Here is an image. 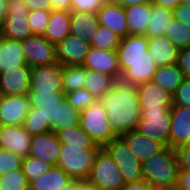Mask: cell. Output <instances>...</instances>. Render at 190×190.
Wrapping results in <instances>:
<instances>
[{
  "mask_svg": "<svg viewBox=\"0 0 190 190\" xmlns=\"http://www.w3.org/2000/svg\"><path fill=\"white\" fill-rule=\"evenodd\" d=\"M116 51L122 74L121 81L134 86L152 81L158 66L148 51L147 36L127 35L121 38Z\"/></svg>",
  "mask_w": 190,
  "mask_h": 190,
  "instance_id": "cell-1",
  "label": "cell"
},
{
  "mask_svg": "<svg viewBox=\"0 0 190 190\" xmlns=\"http://www.w3.org/2000/svg\"><path fill=\"white\" fill-rule=\"evenodd\" d=\"M100 101L113 131L118 136L136 130L141 112L136 86L117 80Z\"/></svg>",
  "mask_w": 190,
  "mask_h": 190,
  "instance_id": "cell-2",
  "label": "cell"
},
{
  "mask_svg": "<svg viewBox=\"0 0 190 190\" xmlns=\"http://www.w3.org/2000/svg\"><path fill=\"white\" fill-rule=\"evenodd\" d=\"M143 179L154 189L176 188L178 159L174 148L166 146L156 155L141 163Z\"/></svg>",
  "mask_w": 190,
  "mask_h": 190,
  "instance_id": "cell-3",
  "label": "cell"
},
{
  "mask_svg": "<svg viewBox=\"0 0 190 190\" xmlns=\"http://www.w3.org/2000/svg\"><path fill=\"white\" fill-rule=\"evenodd\" d=\"M79 125L101 148L112 139L119 137L113 131L103 103L100 100H96L92 105L80 112Z\"/></svg>",
  "mask_w": 190,
  "mask_h": 190,
  "instance_id": "cell-4",
  "label": "cell"
},
{
  "mask_svg": "<svg viewBox=\"0 0 190 190\" xmlns=\"http://www.w3.org/2000/svg\"><path fill=\"white\" fill-rule=\"evenodd\" d=\"M99 150L61 145L56 166L62 168L74 180H87Z\"/></svg>",
  "mask_w": 190,
  "mask_h": 190,
  "instance_id": "cell-5",
  "label": "cell"
},
{
  "mask_svg": "<svg viewBox=\"0 0 190 190\" xmlns=\"http://www.w3.org/2000/svg\"><path fill=\"white\" fill-rule=\"evenodd\" d=\"M87 181L97 190H121L126 184L117 164L103 148L95 157Z\"/></svg>",
  "mask_w": 190,
  "mask_h": 190,
  "instance_id": "cell-6",
  "label": "cell"
},
{
  "mask_svg": "<svg viewBox=\"0 0 190 190\" xmlns=\"http://www.w3.org/2000/svg\"><path fill=\"white\" fill-rule=\"evenodd\" d=\"M28 5L25 0H8L6 18L1 26V37L24 41L33 35L28 23Z\"/></svg>",
  "mask_w": 190,
  "mask_h": 190,
  "instance_id": "cell-7",
  "label": "cell"
},
{
  "mask_svg": "<svg viewBox=\"0 0 190 190\" xmlns=\"http://www.w3.org/2000/svg\"><path fill=\"white\" fill-rule=\"evenodd\" d=\"M136 130L168 146L171 127L170 109H140Z\"/></svg>",
  "mask_w": 190,
  "mask_h": 190,
  "instance_id": "cell-8",
  "label": "cell"
},
{
  "mask_svg": "<svg viewBox=\"0 0 190 190\" xmlns=\"http://www.w3.org/2000/svg\"><path fill=\"white\" fill-rule=\"evenodd\" d=\"M103 149L117 164L126 184L143 180L141 162L120 137L112 139Z\"/></svg>",
  "mask_w": 190,
  "mask_h": 190,
  "instance_id": "cell-9",
  "label": "cell"
},
{
  "mask_svg": "<svg viewBox=\"0 0 190 190\" xmlns=\"http://www.w3.org/2000/svg\"><path fill=\"white\" fill-rule=\"evenodd\" d=\"M22 43L26 64L30 68L57 62L55 45L44 36L33 34Z\"/></svg>",
  "mask_w": 190,
  "mask_h": 190,
  "instance_id": "cell-10",
  "label": "cell"
},
{
  "mask_svg": "<svg viewBox=\"0 0 190 190\" xmlns=\"http://www.w3.org/2000/svg\"><path fill=\"white\" fill-rule=\"evenodd\" d=\"M30 91L63 92L62 65L55 63L31 68Z\"/></svg>",
  "mask_w": 190,
  "mask_h": 190,
  "instance_id": "cell-11",
  "label": "cell"
},
{
  "mask_svg": "<svg viewBox=\"0 0 190 190\" xmlns=\"http://www.w3.org/2000/svg\"><path fill=\"white\" fill-rule=\"evenodd\" d=\"M91 48V43L69 34L55 46L56 60L62 66L83 65Z\"/></svg>",
  "mask_w": 190,
  "mask_h": 190,
  "instance_id": "cell-12",
  "label": "cell"
},
{
  "mask_svg": "<svg viewBox=\"0 0 190 190\" xmlns=\"http://www.w3.org/2000/svg\"><path fill=\"white\" fill-rule=\"evenodd\" d=\"M32 136L23 125H0V147L22 158L29 155Z\"/></svg>",
  "mask_w": 190,
  "mask_h": 190,
  "instance_id": "cell-13",
  "label": "cell"
},
{
  "mask_svg": "<svg viewBox=\"0 0 190 190\" xmlns=\"http://www.w3.org/2000/svg\"><path fill=\"white\" fill-rule=\"evenodd\" d=\"M29 109L27 95H1L0 125H23Z\"/></svg>",
  "mask_w": 190,
  "mask_h": 190,
  "instance_id": "cell-14",
  "label": "cell"
},
{
  "mask_svg": "<svg viewBox=\"0 0 190 190\" xmlns=\"http://www.w3.org/2000/svg\"><path fill=\"white\" fill-rule=\"evenodd\" d=\"M31 68L26 64L0 72L1 95H27L30 91Z\"/></svg>",
  "mask_w": 190,
  "mask_h": 190,
  "instance_id": "cell-15",
  "label": "cell"
},
{
  "mask_svg": "<svg viewBox=\"0 0 190 190\" xmlns=\"http://www.w3.org/2000/svg\"><path fill=\"white\" fill-rule=\"evenodd\" d=\"M83 66L91 71L112 75L116 80H120L122 75L116 50L92 47L86 56Z\"/></svg>",
  "mask_w": 190,
  "mask_h": 190,
  "instance_id": "cell-16",
  "label": "cell"
},
{
  "mask_svg": "<svg viewBox=\"0 0 190 190\" xmlns=\"http://www.w3.org/2000/svg\"><path fill=\"white\" fill-rule=\"evenodd\" d=\"M140 109H170L173 106V94L153 81L136 86Z\"/></svg>",
  "mask_w": 190,
  "mask_h": 190,
  "instance_id": "cell-17",
  "label": "cell"
},
{
  "mask_svg": "<svg viewBox=\"0 0 190 190\" xmlns=\"http://www.w3.org/2000/svg\"><path fill=\"white\" fill-rule=\"evenodd\" d=\"M171 127L168 140L170 148L189 144L190 139V107L172 106L170 108Z\"/></svg>",
  "mask_w": 190,
  "mask_h": 190,
  "instance_id": "cell-18",
  "label": "cell"
},
{
  "mask_svg": "<svg viewBox=\"0 0 190 190\" xmlns=\"http://www.w3.org/2000/svg\"><path fill=\"white\" fill-rule=\"evenodd\" d=\"M61 143L54 131L32 136L29 156L56 166Z\"/></svg>",
  "mask_w": 190,
  "mask_h": 190,
  "instance_id": "cell-19",
  "label": "cell"
},
{
  "mask_svg": "<svg viewBox=\"0 0 190 190\" xmlns=\"http://www.w3.org/2000/svg\"><path fill=\"white\" fill-rule=\"evenodd\" d=\"M141 163L162 151L166 146L137 130L128 131L119 136Z\"/></svg>",
  "mask_w": 190,
  "mask_h": 190,
  "instance_id": "cell-20",
  "label": "cell"
},
{
  "mask_svg": "<svg viewBox=\"0 0 190 190\" xmlns=\"http://www.w3.org/2000/svg\"><path fill=\"white\" fill-rule=\"evenodd\" d=\"M99 25L112 30L124 38L128 35L127 18L124 7L116 1H107L97 12Z\"/></svg>",
  "mask_w": 190,
  "mask_h": 190,
  "instance_id": "cell-21",
  "label": "cell"
},
{
  "mask_svg": "<svg viewBox=\"0 0 190 190\" xmlns=\"http://www.w3.org/2000/svg\"><path fill=\"white\" fill-rule=\"evenodd\" d=\"M30 107H38L45 121H49L54 131V120H56L57 104L64 98V92L29 91L27 94Z\"/></svg>",
  "mask_w": 190,
  "mask_h": 190,
  "instance_id": "cell-22",
  "label": "cell"
},
{
  "mask_svg": "<svg viewBox=\"0 0 190 190\" xmlns=\"http://www.w3.org/2000/svg\"><path fill=\"white\" fill-rule=\"evenodd\" d=\"M148 51L152 55L155 64L169 66L177 63L179 48L164 35L148 38Z\"/></svg>",
  "mask_w": 190,
  "mask_h": 190,
  "instance_id": "cell-23",
  "label": "cell"
},
{
  "mask_svg": "<svg viewBox=\"0 0 190 190\" xmlns=\"http://www.w3.org/2000/svg\"><path fill=\"white\" fill-rule=\"evenodd\" d=\"M98 27L97 13L70 11V34L91 43Z\"/></svg>",
  "mask_w": 190,
  "mask_h": 190,
  "instance_id": "cell-24",
  "label": "cell"
},
{
  "mask_svg": "<svg viewBox=\"0 0 190 190\" xmlns=\"http://www.w3.org/2000/svg\"><path fill=\"white\" fill-rule=\"evenodd\" d=\"M26 65L23 43L19 40L0 38V72Z\"/></svg>",
  "mask_w": 190,
  "mask_h": 190,
  "instance_id": "cell-25",
  "label": "cell"
},
{
  "mask_svg": "<svg viewBox=\"0 0 190 190\" xmlns=\"http://www.w3.org/2000/svg\"><path fill=\"white\" fill-rule=\"evenodd\" d=\"M124 10L127 18L128 35H145L151 17V4H135L124 7Z\"/></svg>",
  "mask_w": 190,
  "mask_h": 190,
  "instance_id": "cell-26",
  "label": "cell"
},
{
  "mask_svg": "<svg viewBox=\"0 0 190 190\" xmlns=\"http://www.w3.org/2000/svg\"><path fill=\"white\" fill-rule=\"evenodd\" d=\"M70 34V11L52 10L44 37L55 46Z\"/></svg>",
  "mask_w": 190,
  "mask_h": 190,
  "instance_id": "cell-27",
  "label": "cell"
},
{
  "mask_svg": "<svg viewBox=\"0 0 190 190\" xmlns=\"http://www.w3.org/2000/svg\"><path fill=\"white\" fill-rule=\"evenodd\" d=\"M72 178L60 167L52 166L49 171L32 180L29 190H63Z\"/></svg>",
  "mask_w": 190,
  "mask_h": 190,
  "instance_id": "cell-28",
  "label": "cell"
},
{
  "mask_svg": "<svg viewBox=\"0 0 190 190\" xmlns=\"http://www.w3.org/2000/svg\"><path fill=\"white\" fill-rule=\"evenodd\" d=\"M185 76L177 64L157 67L152 81L160 87L174 94L183 83Z\"/></svg>",
  "mask_w": 190,
  "mask_h": 190,
  "instance_id": "cell-29",
  "label": "cell"
},
{
  "mask_svg": "<svg viewBox=\"0 0 190 190\" xmlns=\"http://www.w3.org/2000/svg\"><path fill=\"white\" fill-rule=\"evenodd\" d=\"M116 81L112 75L86 69L84 88L97 100H100L114 86Z\"/></svg>",
  "mask_w": 190,
  "mask_h": 190,
  "instance_id": "cell-30",
  "label": "cell"
},
{
  "mask_svg": "<svg viewBox=\"0 0 190 190\" xmlns=\"http://www.w3.org/2000/svg\"><path fill=\"white\" fill-rule=\"evenodd\" d=\"M56 134L61 145L84 147V149H101V147L96 145L80 125L68 127L64 130L58 131Z\"/></svg>",
  "mask_w": 190,
  "mask_h": 190,
  "instance_id": "cell-31",
  "label": "cell"
},
{
  "mask_svg": "<svg viewBox=\"0 0 190 190\" xmlns=\"http://www.w3.org/2000/svg\"><path fill=\"white\" fill-rule=\"evenodd\" d=\"M173 18L171 9L151 4V17L146 28L145 36L157 37L164 35L168 22Z\"/></svg>",
  "mask_w": 190,
  "mask_h": 190,
  "instance_id": "cell-32",
  "label": "cell"
},
{
  "mask_svg": "<svg viewBox=\"0 0 190 190\" xmlns=\"http://www.w3.org/2000/svg\"><path fill=\"white\" fill-rule=\"evenodd\" d=\"M80 123V112L74 109L64 98L57 104L56 120H54V132L64 130L68 127L78 126Z\"/></svg>",
  "mask_w": 190,
  "mask_h": 190,
  "instance_id": "cell-33",
  "label": "cell"
},
{
  "mask_svg": "<svg viewBox=\"0 0 190 190\" xmlns=\"http://www.w3.org/2000/svg\"><path fill=\"white\" fill-rule=\"evenodd\" d=\"M86 68L83 65L62 66V89L69 93L84 88Z\"/></svg>",
  "mask_w": 190,
  "mask_h": 190,
  "instance_id": "cell-34",
  "label": "cell"
},
{
  "mask_svg": "<svg viewBox=\"0 0 190 190\" xmlns=\"http://www.w3.org/2000/svg\"><path fill=\"white\" fill-rule=\"evenodd\" d=\"M164 36L179 49L190 47V28L175 18L168 22Z\"/></svg>",
  "mask_w": 190,
  "mask_h": 190,
  "instance_id": "cell-35",
  "label": "cell"
},
{
  "mask_svg": "<svg viewBox=\"0 0 190 190\" xmlns=\"http://www.w3.org/2000/svg\"><path fill=\"white\" fill-rule=\"evenodd\" d=\"M23 126L31 136L52 131L49 121H45L44 115L38 111V107H30Z\"/></svg>",
  "mask_w": 190,
  "mask_h": 190,
  "instance_id": "cell-36",
  "label": "cell"
},
{
  "mask_svg": "<svg viewBox=\"0 0 190 190\" xmlns=\"http://www.w3.org/2000/svg\"><path fill=\"white\" fill-rule=\"evenodd\" d=\"M91 46L97 49L117 50L121 41V37L112 30L99 25L97 33L91 36Z\"/></svg>",
  "mask_w": 190,
  "mask_h": 190,
  "instance_id": "cell-37",
  "label": "cell"
},
{
  "mask_svg": "<svg viewBox=\"0 0 190 190\" xmlns=\"http://www.w3.org/2000/svg\"><path fill=\"white\" fill-rule=\"evenodd\" d=\"M51 167V164L28 155L23 158L21 169L25 174L28 182L30 183L32 180L41 176L43 173L49 171Z\"/></svg>",
  "mask_w": 190,
  "mask_h": 190,
  "instance_id": "cell-38",
  "label": "cell"
},
{
  "mask_svg": "<svg viewBox=\"0 0 190 190\" xmlns=\"http://www.w3.org/2000/svg\"><path fill=\"white\" fill-rule=\"evenodd\" d=\"M0 190H29V182L22 169L0 176Z\"/></svg>",
  "mask_w": 190,
  "mask_h": 190,
  "instance_id": "cell-39",
  "label": "cell"
},
{
  "mask_svg": "<svg viewBox=\"0 0 190 190\" xmlns=\"http://www.w3.org/2000/svg\"><path fill=\"white\" fill-rule=\"evenodd\" d=\"M65 98L70 103V105L79 112L86 109L97 100L85 88L66 93Z\"/></svg>",
  "mask_w": 190,
  "mask_h": 190,
  "instance_id": "cell-40",
  "label": "cell"
},
{
  "mask_svg": "<svg viewBox=\"0 0 190 190\" xmlns=\"http://www.w3.org/2000/svg\"><path fill=\"white\" fill-rule=\"evenodd\" d=\"M51 11L32 10L28 13V23L34 35L44 36L48 27Z\"/></svg>",
  "mask_w": 190,
  "mask_h": 190,
  "instance_id": "cell-41",
  "label": "cell"
},
{
  "mask_svg": "<svg viewBox=\"0 0 190 190\" xmlns=\"http://www.w3.org/2000/svg\"><path fill=\"white\" fill-rule=\"evenodd\" d=\"M21 156H18L12 152L1 149L0 150V176H3L10 171L21 169L22 167Z\"/></svg>",
  "mask_w": 190,
  "mask_h": 190,
  "instance_id": "cell-42",
  "label": "cell"
},
{
  "mask_svg": "<svg viewBox=\"0 0 190 190\" xmlns=\"http://www.w3.org/2000/svg\"><path fill=\"white\" fill-rule=\"evenodd\" d=\"M107 0H72L70 11L97 13Z\"/></svg>",
  "mask_w": 190,
  "mask_h": 190,
  "instance_id": "cell-43",
  "label": "cell"
},
{
  "mask_svg": "<svg viewBox=\"0 0 190 190\" xmlns=\"http://www.w3.org/2000/svg\"><path fill=\"white\" fill-rule=\"evenodd\" d=\"M173 106L190 107V78L183 80V83L173 94Z\"/></svg>",
  "mask_w": 190,
  "mask_h": 190,
  "instance_id": "cell-44",
  "label": "cell"
},
{
  "mask_svg": "<svg viewBox=\"0 0 190 190\" xmlns=\"http://www.w3.org/2000/svg\"><path fill=\"white\" fill-rule=\"evenodd\" d=\"M179 170H190V145L185 144L175 148Z\"/></svg>",
  "mask_w": 190,
  "mask_h": 190,
  "instance_id": "cell-45",
  "label": "cell"
},
{
  "mask_svg": "<svg viewBox=\"0 0 190 190\" xmlns=\"http://www.w3.org/2000/svg\"><path fill=\"white\" fill-rule=\"evenodd\" d=\"M186 78H190V47L179 49L177 63Z\"/></svg>",
  "mask_w": 190,
  "mask_h": 190,
  "instance_id": "cell-46",
  "label": "cell"
},
{
  "mask_svg": "<svg viewBox=\"0 0 190 190\" xmlns=\"http://www.w3.org/2000/svg\"><path fill=\"white\" fill-rule=\"evenodd\" d=\"M173 18L181 21L190 28V7L184 4H179L172 10Z\"/></svg>",
  "mask_w": 190,
  "mask_h": 190,
  "instance_id": "cell-47",
  "label": "cell"
},
{
  "mask_svg": "<svg viewBox=\"0 0 190 190\" xmlns=\"http://www.w3.org/2000/svg\"><path fill=\"white\" fill-rule=\"evenodd\" d=\"M63 190H97L87 180L72 179L68 184L64 185Z\"/></svg>",
  "mask_w": 190,
  "mask_h": 190,
  "instance_id": "cell-48",
  "label": "cell"
},
{
  "mask_svg": "<svg viewBox=\"0 0 190 190\" xmlns=\"http://www.w3.org/2000/svg\"><path fill=\"white\" fill-rule=\"evenodd\" d=\"M30 11L45 10L52 11L51 0H25Z\"/></svg>",
  "mask_w": 190,
  "mask_h": 190,
  "instance_id": "cell-49",
  "label": "cell"
},
{
  "mask_svg": "<svg viewBox=\"0 0 190 190\" xmlns=\"http://www.w3.org/2000/svg\"><path fill=\"white\" fill-rule=\"evenodd\" d=\"M176 188L178 190H190V170L178 171V182Z\"/></svg>",
  "mask_w": 190,
  "mask_h": 190,
  "instance_id": "cell-50",
  "label": "cell"
},
{
  "mask_svg": "<svg viewBox=\"0 0 190 190\" xmlns=\"http://www.w3.org/2000/svg\"><path fill=\"white\" fill-rule=\"evenodd\" d=\"M121 190H154L144 179L138 182L127 183Z\"/></svg>",
  "mask_w": 190,
  "mask_h": 190,
  "instance_id": "cell-51",
  "label": "cell"
},
{
  "mask_svg": "<svg viewBox=\"0 0 190 190\" xmlns=\"http://www.w3.org/2000/svg\"><path fill=\"white\" fill-rule=\"evenodd\" d=\"M72 0H51L52 10L70 11Z\"/></svg>",
  "mask_w": 190,
  "mask_h": 190,
  "instance_id": "cell-52",
  "label": "cell"
},
{
  "mask_svg": "<svg viewBox=\"0 0 190 190\" xmlns=\"http://www.w3.org/2000/svg\"><path fill=\"white\" fill-rule=\"evenodd\" d=\"M152 4L173 10L181 4V0H153Z\"/></svg>",
  "mask_w": 190,
  "mask_h": 190,
  "instance_id": "cell-53",
  "label": "cell"
},
{
  "mask_svg": "<svg viewBox=\"0 0 190 190\" xmlns=\"http://www.w3.org/2000/svg\"><path fill=\"white\" fill-rule=\"evenodd\" d=\"M118 4L123 7H128L135 4H152L153 0H115Z\"/></svg>",
  "mask_w": 190,
  "mask_h": 190,
  "instance_id": "cell-54",
  "label": "cell"
},
{
  "mask_svg": "<svg viewBox=\"0 0 190 190\" xmlns=\"http://www.w3.org/2000/svg\"><path fill=\"white\" fill-rule=\"evenodd\" d=\"M8 0H0V27L2 26L7 14Z\"/></svg>",
  "mask_w": 190,
  "mask_h": 190,
  "instance_id": "cell-55",
  "label": "cell"
},
{
  "mask_svg": "<svg viewBox=\"0 0 190 190\" xmlns=\"http://www.w3.org/2000/svg\"><path fill=\"white\" fill-rule=\"evenodd\" d=\"M181 4H184L190 7V0H181Z\"/></svg>",
  "mask_w": 190,
  "mask_h": 190,
  "instance_id": "cell-56",
  "label": "cell"
},
{
  "mask_svg": "<svg viewBox=\"0 0 190 190\" xmlns=\"http://www.w3.org/2000/svg\"><path fill=\"white\" fill-rule=\"evenodd\" d=\"M157 190H178L177 188H172V189H157Z\"/></svg>",
  "mask_w": 190,
  "mask_h": 190,
  "instance_id": "cell-57",
  "label": "cell"
}]
</instances>
